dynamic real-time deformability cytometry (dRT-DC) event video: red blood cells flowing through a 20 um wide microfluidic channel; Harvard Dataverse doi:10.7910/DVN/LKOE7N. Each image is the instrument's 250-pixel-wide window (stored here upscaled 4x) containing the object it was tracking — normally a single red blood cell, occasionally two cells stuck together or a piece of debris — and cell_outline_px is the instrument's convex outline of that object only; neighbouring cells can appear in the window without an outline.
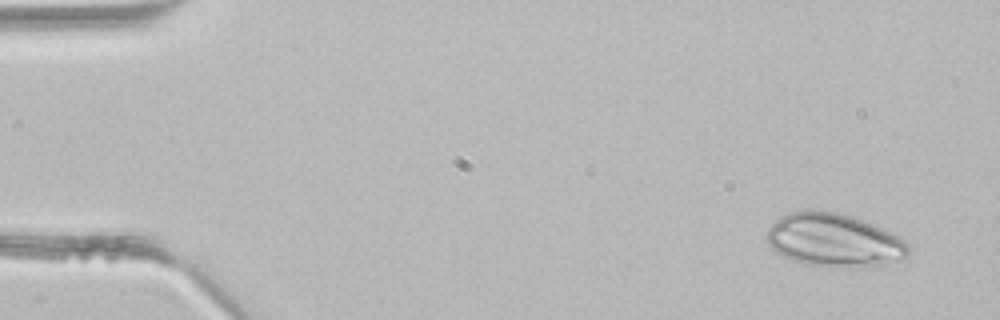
{"species": "common noctule bat (a hibernating species)", "species_latin": "Nyctalus noctula", "temperature_condition": "room temperature", "stored_images_in_passage": 4, "camera_frame_rate_fps": 3000, "um_per_image_px": 0.085, "animal": {"sex": "male", "body_mass_g": 21.5, "forearm_length_mm": 52.0}, "frame": {"image": 1, "passage_image": 1, "time_ms": 0.0, "image_size_px": [1000, 320], "cell_outline_px": [[908, 252], [900, 260], [872, 264], [804, 264], [792, 260], [776, 252], [764, 240], [764, 236], [768, 228], [780, 216], [788, 212], [804, 208], [808, 208], [836, 212], [864, 220], [884, 228], [904, 240], [908, 244]], "centroid_in_image_um": [70.78, 20.33], "position_along_channel_um": 14.2, "area_um2": 43.18}}